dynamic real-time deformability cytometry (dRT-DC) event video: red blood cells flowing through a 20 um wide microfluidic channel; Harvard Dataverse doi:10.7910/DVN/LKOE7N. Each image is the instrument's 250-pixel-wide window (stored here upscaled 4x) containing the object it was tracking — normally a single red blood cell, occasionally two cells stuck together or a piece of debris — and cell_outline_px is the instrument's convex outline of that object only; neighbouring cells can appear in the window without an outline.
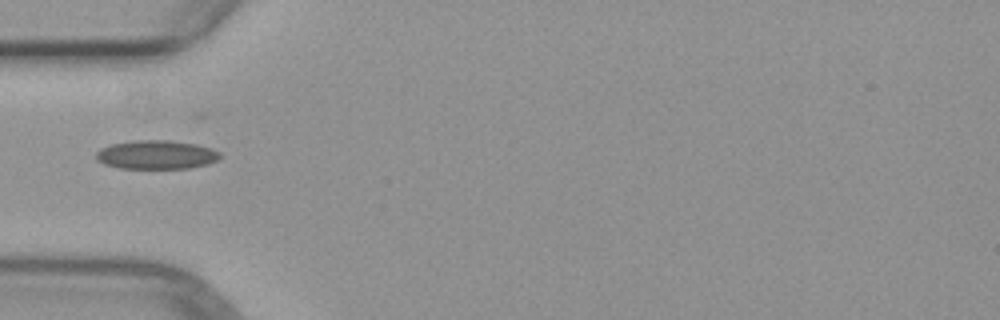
{"species": "common noctule bat (a hibernating species)", "species_latin": "Nyctalus noctula", "temperature_condition": "warm", "stored_images_in_passage": 2, "camera_frame_rate_fps": 3000, "um_per_image_px": 0.085, "animal": {"sex": "female", "body_mass_g": 29.2, "forearm_length_mm": 56.3}, "frame": {"image": 1, "passage_image": 2, "time_ms": 2.0, "image_size_px": [1000, 320], "cell_outline_px": [[220, 156], [216, 160], [208, 164], [188, 168], [120, 168], [104, 164], [96, 160], [96, 152], [100, 148], [112, 144], [136, 140], [172, 140], [196, 144], [212, 148], [220, 152]], "centroid_in_image_um": [13.28, 13.14], "position_along_channel_um": 71.7, "area_um2": 20.81}}